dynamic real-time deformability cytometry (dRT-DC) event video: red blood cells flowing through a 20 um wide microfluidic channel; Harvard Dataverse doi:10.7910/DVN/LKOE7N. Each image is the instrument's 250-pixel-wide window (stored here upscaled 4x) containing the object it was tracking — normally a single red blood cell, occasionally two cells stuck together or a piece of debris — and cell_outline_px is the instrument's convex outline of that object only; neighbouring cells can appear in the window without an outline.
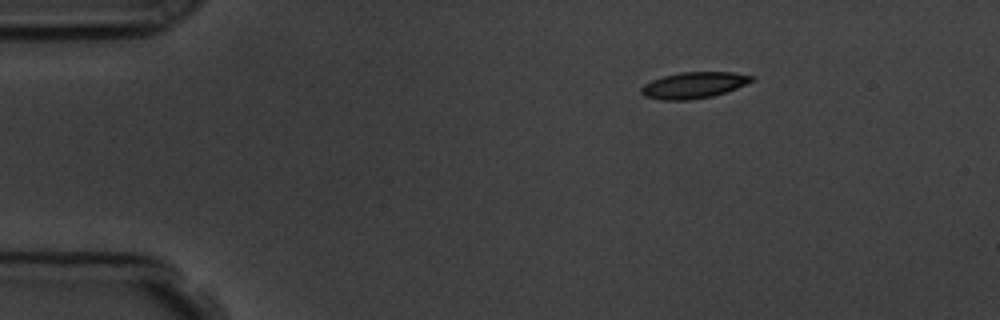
{"species": "common noctule bat (a hibernating species)", "species_latin": "Nyctalus noctula", "temperature_condition": "room temperature", "stored_images_in_passage": 49, "camera_frame_rate_fps": 3000, "um_per_image_px": 0.085, "animal": {"sex": "male", "body_mass_g": 19.5, "forearm_length_mm": 54.6}, "frame": {"image": 1, "passage_image": 1, "time_ms": 0.0, "image_size_px": [1000, 320], "cell_outline_px": [[756, 80], [736, 88], [712, 96], [688, 100], [664, 100], [644, 96], [640, 92], [640, 88], [644, 84], [652, 80], [664, 76], [680, 72], [732, 72], [752, 76]], "centroid_in_image_um": [58.95, 7.24], "position_along_channel_um": 26.0, "area_um2": 16.76}}
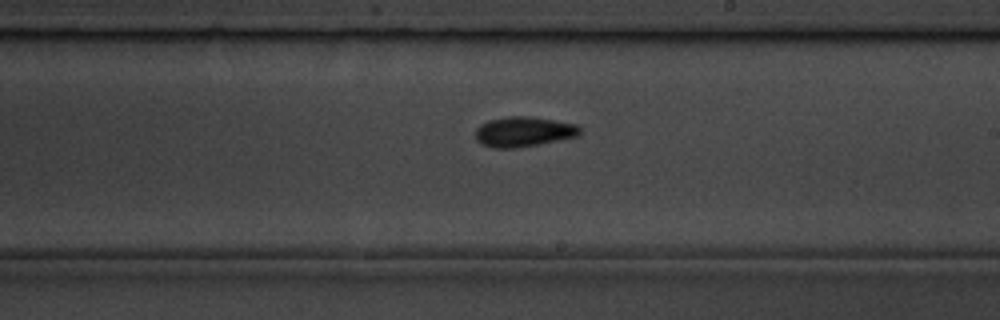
{"frame": {"image": 2, "passage_image": 25, "time_ms": 8.0, "image_size_px": [1000, 320], "cell_outline_px": [[580, 136], [536, 144], [512, 148], [492, 148], [476, 140], [476, 128], [480, 124], [488, 120], [508, 116], [532, 116], [576, 124], [580, 128]], "centroid_in_image_um": [44.5, 11.18], "position_along_channel_um": 244.5, "area_um2": 18.21}}
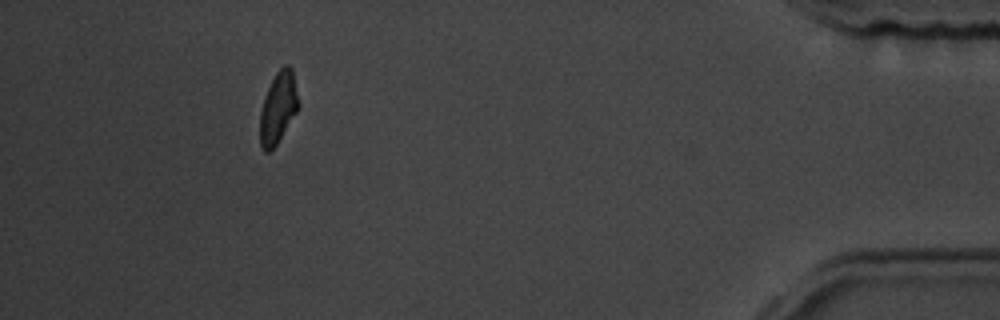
{"frame": {"image": 3, "passage_image": 44, "time_ms": 14.333, "image_size_px": [1000, 320], "cell_outline_px": [[300, 104], [296, 112], [276, 144], [268, 152], [264, 152], [260, 144], [260, 112], [264, 96], [276, 72], [284, 64], [288, 64], [292, 68]], "centroid_in_image_um": [23.64, 9.12], "position_along_channel_um": 411.6, "area_um2": 15.9}, "authors_computed_cell_mechanics": {"area_um2": 17.1088, "velocity_mm_per_s": 3.5873, "shape_relaxation_time_tau1_ms": 5.6636, "shape_relaxation_time_tau2_ms": 4.8731, "deformation_change_tau1": 0.1558, "deformation_change_tau2": 0.1028}}